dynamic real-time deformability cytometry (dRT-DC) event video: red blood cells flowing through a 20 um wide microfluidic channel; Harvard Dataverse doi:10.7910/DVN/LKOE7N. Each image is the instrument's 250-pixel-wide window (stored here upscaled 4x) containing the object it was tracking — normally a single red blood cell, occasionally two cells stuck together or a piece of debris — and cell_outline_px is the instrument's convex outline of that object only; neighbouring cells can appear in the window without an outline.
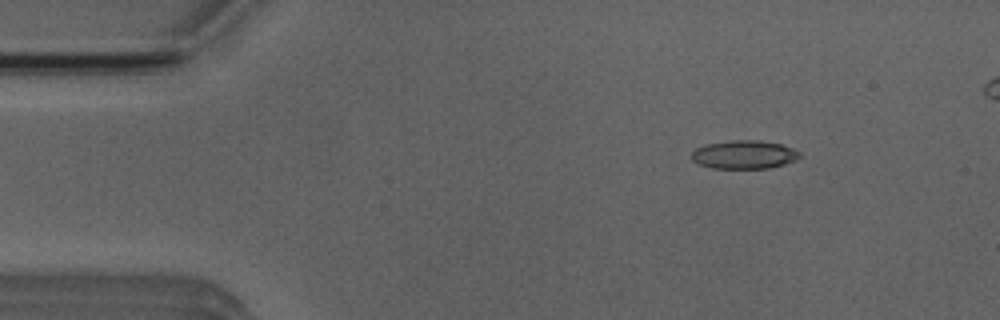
{"species": "Egyptian fruit bat (a non-hibernating species)", "species_latin": "Rousettus aegyptiacus", "temperature_condition": "room temperature", "stored_images_in_passage": 5, "camera_frame_rate_fps": 3000, "um_per_image_px": 0.085, "animal": {"sex": "male"}, "frame": {"image": 1, "passage_image": 2, "time_ms": 1.333, "image_size_px": [1000, 320], "cell_outline_px": [[800, 156], [796, 160], [784, 164], [768, 168], [712, 168], [700, 164], [692, 160], [692, 152], [696, 148], [708, 144], [728, 140], [760, 140], [780, 144], [792, 148], [800, 152]], "centroid_in_image_um": [63.26, 13.13], "position_along_channel_um": 21.7, "area_um2": 17.8}}